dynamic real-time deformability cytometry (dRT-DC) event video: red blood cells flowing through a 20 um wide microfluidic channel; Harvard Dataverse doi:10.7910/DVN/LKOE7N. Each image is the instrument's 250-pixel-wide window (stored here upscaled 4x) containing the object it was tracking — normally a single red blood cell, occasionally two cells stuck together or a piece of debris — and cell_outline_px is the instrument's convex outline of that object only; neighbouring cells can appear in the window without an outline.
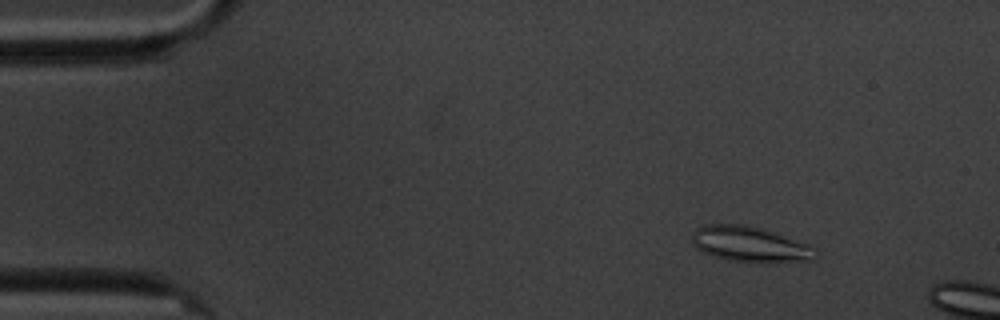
{"species": "common noctule bat (a hibernating species)", "species_latin": "Nyctalus noctula", "temperature_condition": "cold", "stored_images_in_passage": 12, "camera_frame_rate_fps": 3000, "um_per_image_px": 0.085, "animal": {"sex": "male", "body_mass_g": 20.1, "forearm_length_mm": 53.5}, "frame": {"image": 1, "passage_image": 7, "time_ms": 2.0, "image_size_px": [1000, 320], "cell_outline_px": [[820, 256], [812, 260], [764, 264], [728, 260], [704, 252], [696, 248], [692, 244], [692, 232], [700, 224], [744, 224], [760, 228], [816, 248]], "centroid_in_image_um": [63.74, 20.78], "position_along_channel_um": 21.3, "area_um2": 25.78}}